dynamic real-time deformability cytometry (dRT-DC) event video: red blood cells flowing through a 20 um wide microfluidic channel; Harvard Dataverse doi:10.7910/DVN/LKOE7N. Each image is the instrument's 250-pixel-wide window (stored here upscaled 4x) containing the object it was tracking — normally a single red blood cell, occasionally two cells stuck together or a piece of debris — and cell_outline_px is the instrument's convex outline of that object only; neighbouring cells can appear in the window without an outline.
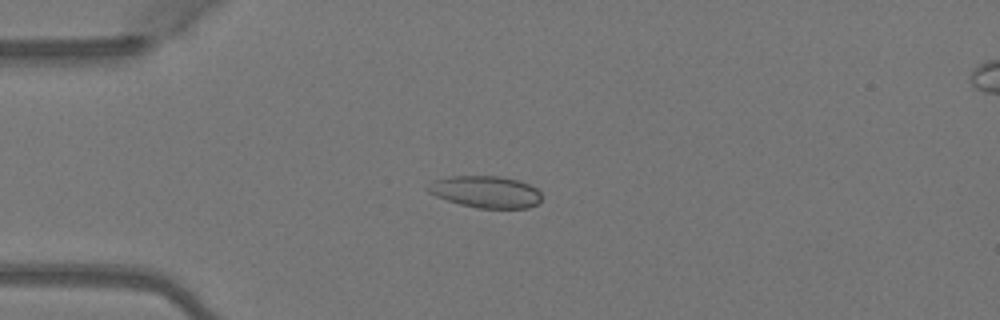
{"species": "Egyptian fruit bat (a non-hibernating species)", "species_latin": "Rousettus aegyptiacus", "temperature_condition": "warm", "stored_images_in_passage": 5, "camera_frame_rate_fps": 3000, "um_per_image_px": 0.085, "animal": {"sex": "female"}, "frame": {"image": 1, "passage_image": 3, "time_ms": 0.667, "image_size_px": [1000, 320], "cell_outline_px": [[540, 200], [536, 204], [528, 208], [476, 208], [460, 204], [436, 196], [428, 192], [424, 188], [428, 184], [436, 180], [448, 176], [500, 176], [520, 180], [536, 188], [540, 192]], "centroid_in_image_um": [41.26, 16.3], "position_along_channel_um": 43.7, "area_um2": 21.15}}
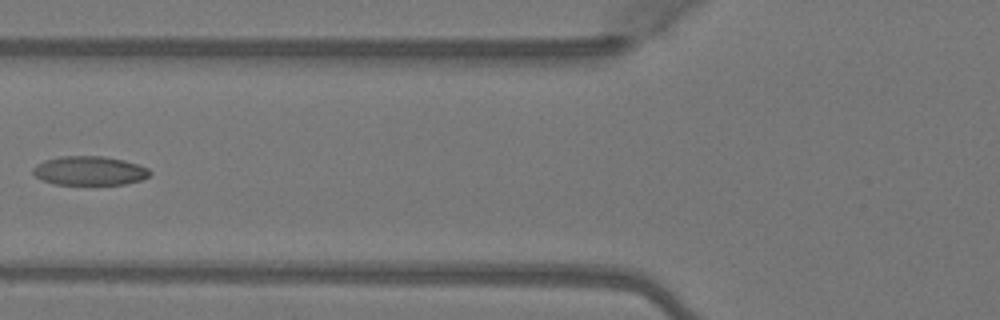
{"frame": {"image": 2, "passage_image": 5, "time_ms": 1.333, "image_size_px": [1000, 320], "cell_outline_px": [[152, 172], [148, 176], [140, 180], [124, 184], [56, 184], [44, 180], [36, 176], [32, 172], [32, 168], [36, 164], [44, 160], [60, 156], [104, 156], [124, 160], [148, 168]], "centroid_in_image_um": [7.6, 14.5], "position_along_channel_um": 118.2, "area_um2": 19.65}}